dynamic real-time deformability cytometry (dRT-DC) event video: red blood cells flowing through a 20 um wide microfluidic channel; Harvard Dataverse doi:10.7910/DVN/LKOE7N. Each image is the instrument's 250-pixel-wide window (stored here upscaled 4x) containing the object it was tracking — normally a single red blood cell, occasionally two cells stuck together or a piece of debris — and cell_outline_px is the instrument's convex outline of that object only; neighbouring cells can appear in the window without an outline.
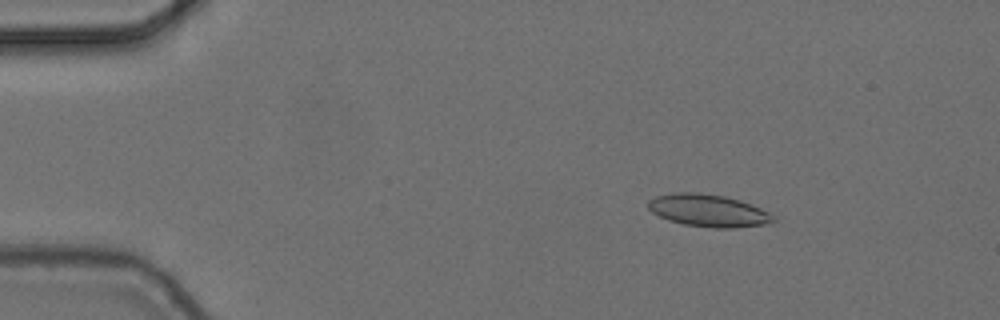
{"species": "common noctule bat (a hibernating species)", "species_latin": "Nyctalus noctula", "temperature_condition": "cold", "stored_images_in_passage": 6, "camera_frame_rate_fps": 3000, "um_per_image_px": 0.085, "animal": {"sex": "female", "body_mass_g": 24.6, "forearm_length_mm": 56.2}, "frame": {"image": 1, "passage_image": 3, "time_ms": 0.667, "image_size_px": [1000, 320], "cell_outline_px": [[776, 220], [772, 224], [736, 228], [712, 228], [684, 224], [668, 220], [652, 212], [648, 208], [648, 200], [656, 196], [672, 192], [700, 192], [724, 196], [740, 200], [752, 204], [776, 216]], "centroid_in_image_um": [60.25, 17.9], "position_along_channel_um": 24.8, "area_um2": 23.99}}
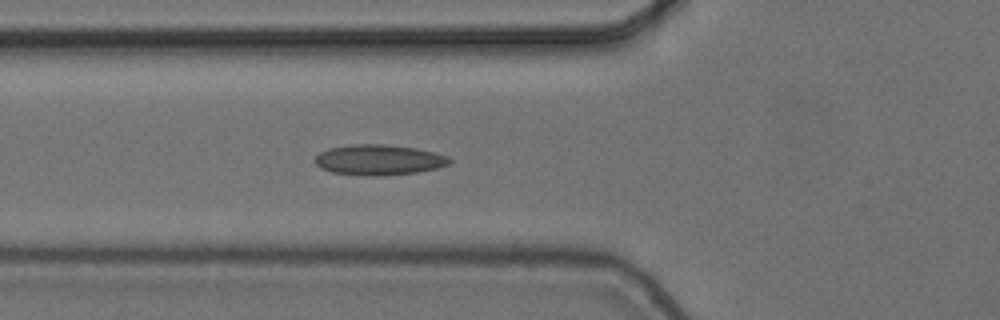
{"frame": {"image": 2, "passage_image": 6, "time_ms": 1.667, "image_size_px": [1000, 320], "cell_outline_px": [[452, 164], [436, 168], [416, 172], [376, 176], [368, 176], [332, 172], [320, 168], [312, 160], [320, 152], [328, 148], [352, 144], [384, 144], [416, 148], [448, 156], [452, 160]], "centroid_in_image_um": [32.18, 13.58], "position_along_channel_um": 93.6, "area_um2": 23.93}}